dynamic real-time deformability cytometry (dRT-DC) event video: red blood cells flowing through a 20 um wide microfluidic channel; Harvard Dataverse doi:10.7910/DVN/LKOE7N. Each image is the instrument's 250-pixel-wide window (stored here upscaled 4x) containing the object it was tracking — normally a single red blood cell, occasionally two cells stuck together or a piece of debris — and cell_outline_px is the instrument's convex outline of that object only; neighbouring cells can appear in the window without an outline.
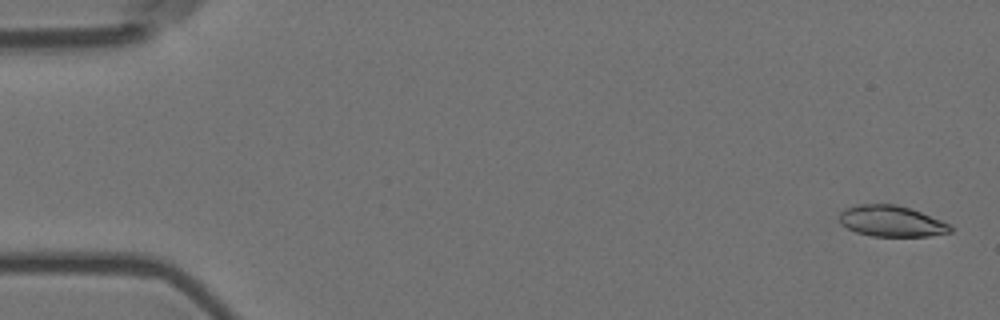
{"species": "Egyptian fruit bat (a non-hibernating species)", "species_latin": "Rousettus aegyptiacus", "temperature_condition": "room temperature", "stored_images_in_passage": 57, "camera_frame_rate_fps": 3000, "um_per_image_px": 0.085, "animal": {"sex": "female"}, "frame": {"image": 1, "passage_image": 2, "time_ms": 0.333, "image_size_px": [1000, 320], "cell_outline_px": [[952, 232], [928, 236], [872, 236], [856, 232], [840, 224], [840, 212], [844, 208], [856, 204], [896, 204], [920, 212], [940, 220], [948, 224], [952, 228]], "centroid_in_image_um": [75.73, 18.79], "position_along_channel_um": 9.3, "area_um2": 19.94}}
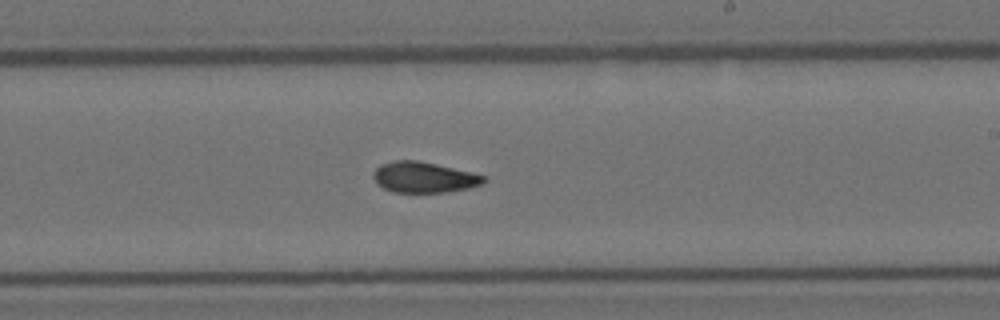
{"frame": {"image": 2, "passage_image": 34, "time_ms": 11.0, "image_size_px": [1000, 320], "cell_outline_px": [[488, 180], [480, 184], [468, 188], [448, 192], [392, 192], [376, 184], [372, 176], [372, 172], [380, 164], [392, 160], [416, 160], [436, 164], [472, 172], [484, 176]], "centroid_in_image_um": [35.98, 15.06], "position_along_channel_um": 253.0, "area_um2": 19.88}}
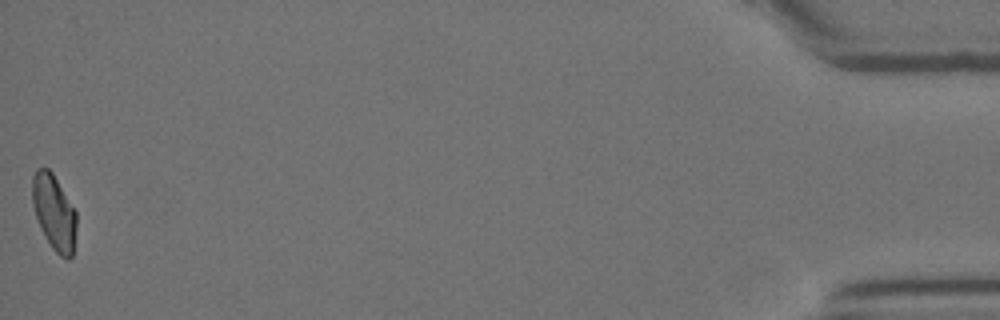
{"frame": {"image": 3, "passage_image": 57, "time_ms": 18.667, "image_size_px": [1000, 320], "cell_outline_px": [[76, 228], [72, 256], [68, 260], [60, 256], [52, 248], [40, 228], [32, 204], [32, 176], [36, 168], [48, 168], [52, 172], [76, 212]], "centroid_in_image_um": [4.58, 18.05], "position_along_channel_um": 430.6, "area_um2": 19.31}, "authors_computed_cell_mechanics": {"area_um2": 20.3456, "velocity_mm_per_s": 3.5721, "shape_relaxation_time_tau1_ms": 8.0252, "shape_relaxation_time_tau2_ms": 9.5543, "deformation_change_tau1": 0.1366, "deformation_change_tau2": 0.1476}}